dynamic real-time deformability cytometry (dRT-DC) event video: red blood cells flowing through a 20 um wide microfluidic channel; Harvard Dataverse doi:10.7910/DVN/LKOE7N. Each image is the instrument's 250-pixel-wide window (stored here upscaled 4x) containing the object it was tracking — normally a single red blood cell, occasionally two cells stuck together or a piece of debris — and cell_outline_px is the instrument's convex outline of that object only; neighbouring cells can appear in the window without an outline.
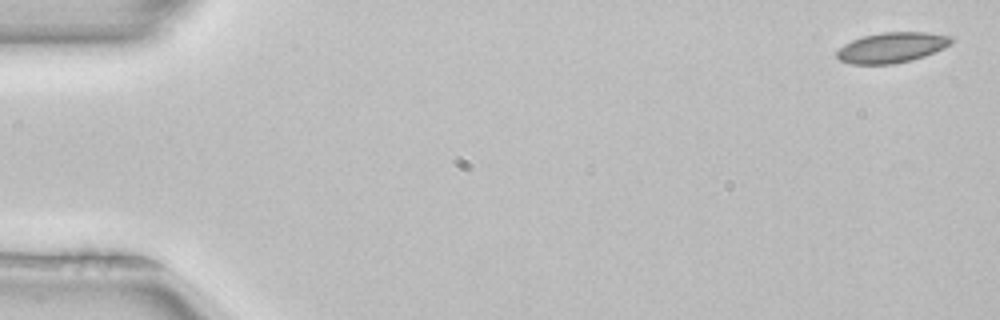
{"species": "common noctule bat (a hibernating species)", "species_latin": "Nyctalus noctula", "temperature_condition": "room temperature", "stored_images_in_passage": 4, "camera_frame_rate_fps": 3000, "um_per_image_px": 0.085, "animal": {"sex": "female", "body_mass_g": 22.7, "forearm_length_mm": 54.2}, "frame": {"image": 1, "passage_image": 1, "time_ms": 0.0, "image_size_px": [1000, 320], "cell_outline_px": [[952, 40], [944, 48], [924, 56], [912, 60], [892, 64], [852, 64], [840, 60], [836, 56], [836, 52], [844, 44], [852, 40], [864, 36], [884, 32], [924, 32], [952, 36]], "centroid_in_image_um": [75.78, 4.04], "position_along_channel_um": 9.2, "area_um2": 20.06}}
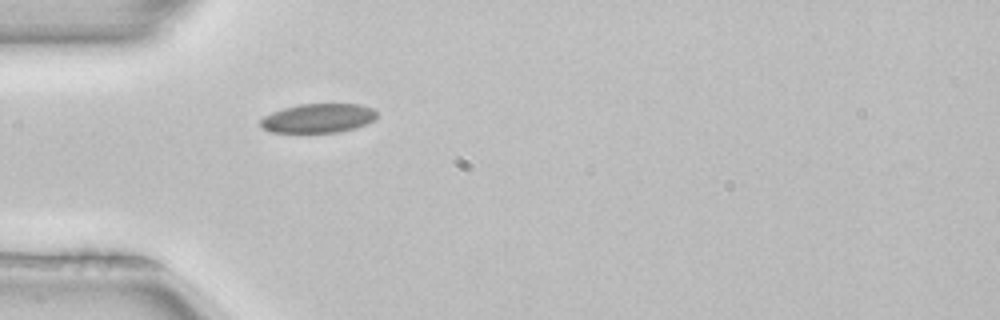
{"frame": {"image": 2, "passage_image": 4, "time_ms": 1.0, "image_size_px": [1000, 320], "cell_outline_px": [[376, 116], [372, 120], [356, 128], [340, 132], [272, 132], [264, 128], [260, 124], [260, 120], [264, 116], [272, 112], [284, 108], [300, 104], [360, 104], [372, 108], [376, 112]], "centroid_in_image_um": [27.04, 10.04], "position_along_channel_um": 58.0, "area_um2": 19.54}}